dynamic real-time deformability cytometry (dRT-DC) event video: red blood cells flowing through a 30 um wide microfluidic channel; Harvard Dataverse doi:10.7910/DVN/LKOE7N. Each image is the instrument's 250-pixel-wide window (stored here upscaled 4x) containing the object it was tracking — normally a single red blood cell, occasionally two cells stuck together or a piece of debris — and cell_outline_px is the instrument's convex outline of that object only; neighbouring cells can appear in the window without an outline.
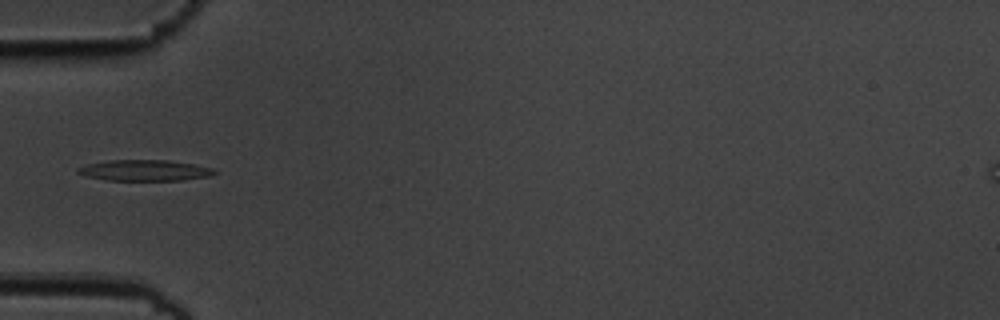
{"species": "common noctule bat (a hibernating species)", "species_latin": "Nyctalus noctula", "temperature_condition": "cold", "stored_images_in_passage": 8, "camera_frame_rate_fps": 3000, "um_per_image_px": 0.085, "animal": {"sex": "male", "body_mass_g": 19.5, "forearm_length_mm": 54.6}, "frame": {"image": 1, "passage_image": 5, "time_ms": 1.333, "image_size_px": [1000, 320], "cell_outline_px": [[216, 172], [208, 176], [184, 180], [108, 180], [84, 176], [76, 172], [76, 168], [88, 164], [108, 160], [168, 160], [192, 164], [212, 168]], "centroid_in_image_um": [12.24, 14.48], "position_along_channel_um": 72.8, "area_um2": 16.53}}
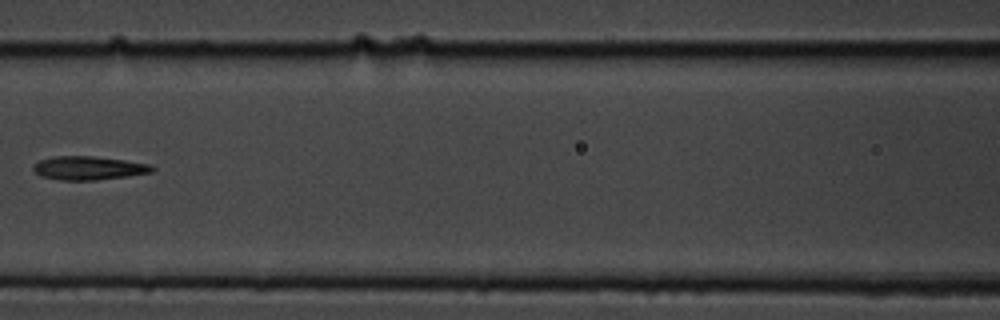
{"frame": {"image": 2, "passage_image": 7, "time_ms": 2.0, "image_size_px": [1000, 320], "cell_outline_px": [[156, 168], [152, 172], [128, 176], [96, 180], [56, 180], [40, 176], [32, 168], [32, 164], [40, 160], [56, 156], [92, 156], [124, 160], [152, 164]], "centroid_in_image_um": [7.53, 14.29], "position_along_channel_um": 159.1, "area_um2": 16.47}}
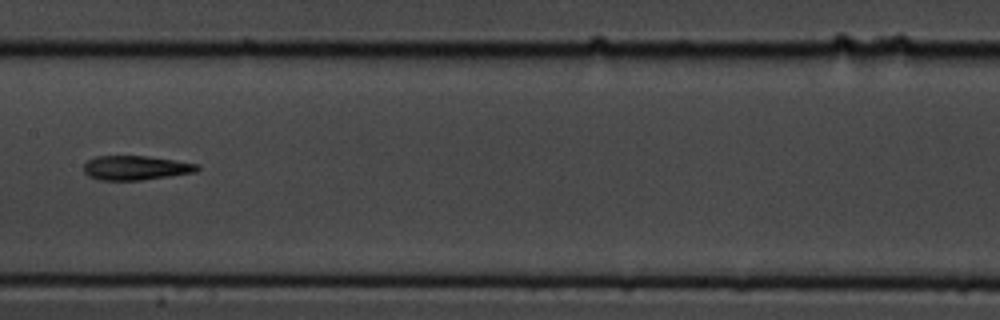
{"frame": {"image": 3, "passage_image": 8, "time_ms": 2.333, "image_size_px": [1000, 320], "cell_outline_px": [[200, 168], [196, 172], [172, 176], [140, 180], [100, 180], [88, 176], [84, 172], [84, 164], [88, 160], [96, 156], [148, 156], [176, 160], [200, 164]], "centroid_in_image_um": [11.57, 14.26], "position_along_channel_um": 195.8, "area_um2": 16.24}}